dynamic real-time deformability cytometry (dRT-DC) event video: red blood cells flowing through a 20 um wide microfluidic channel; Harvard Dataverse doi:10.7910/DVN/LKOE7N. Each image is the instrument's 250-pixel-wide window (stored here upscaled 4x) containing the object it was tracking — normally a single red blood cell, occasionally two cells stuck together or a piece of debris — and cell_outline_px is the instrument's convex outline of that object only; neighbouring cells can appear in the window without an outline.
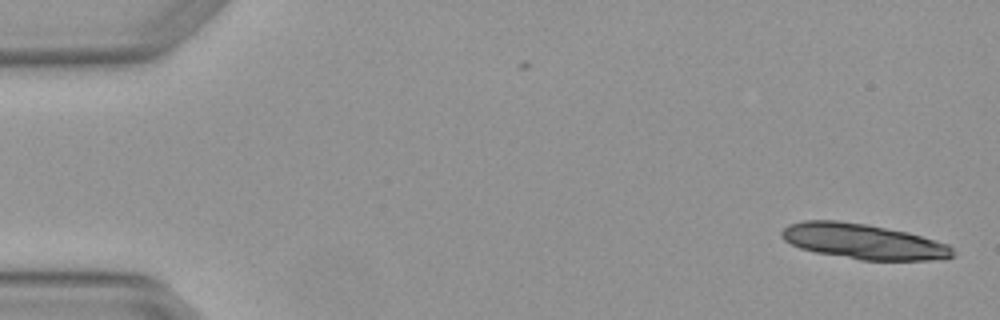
{"species": "Egyptian fruit bat (a non-hibernating species)", "species_latin": "Rousettus aegyptiacus", "temperature_condition": "warm", "stored_images_in_passage": 2, "camera_frame_rate_fps": 3000, "um_per_image_px": 0.085, "animal": {"sex": "female"}, "frame": {"image": 1, "passage_image": 2, "time_ms": 0.333, "image_size_px": [1000, 320], "cell_outline_px": [[956, 256], [944, 260], [860, 260], [816, 252], [800, 248], [784, 240], [780, 236], [780, 232], [788, 224], [804, 220], [836, 220], [868, 224], [908, 232], [936, 240], [948, 244], [952, 248]], "centroid_in_image_um": [73.41, 20.52], "position_along_channel_um": 11.6, "area_um2": 35.49}}